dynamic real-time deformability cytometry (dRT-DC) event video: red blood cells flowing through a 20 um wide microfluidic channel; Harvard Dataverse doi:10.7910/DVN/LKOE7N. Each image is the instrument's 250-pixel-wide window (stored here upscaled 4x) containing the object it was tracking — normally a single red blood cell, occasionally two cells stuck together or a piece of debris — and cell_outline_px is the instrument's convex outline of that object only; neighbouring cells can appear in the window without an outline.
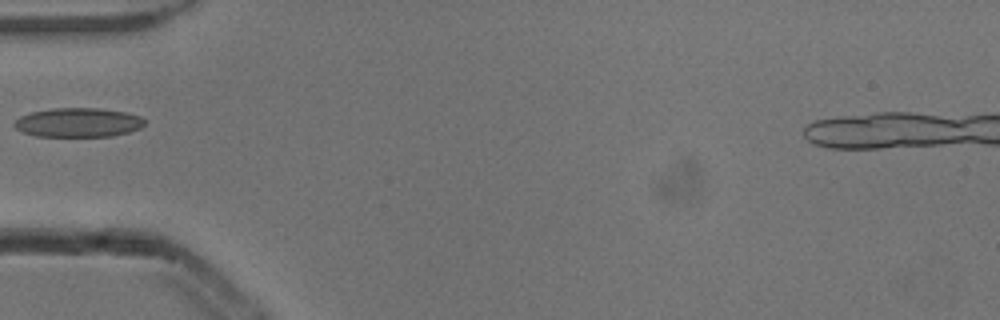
{"species": "common noctule bat (a hibernating species)", "species_latin": "Nyctalus noctula", "temperature_condition": "cold", "stored_images_in_passage": 4, "camera_frame_rate_fps": 3000, "um_per_image_px": 0.085, "animal": {"sex": "male", "body_mass_g": 13.3}, "frame": {"image": 1, "passage_image": 4, "time_ms": 1.0, "image_size_px": [1000, 320], "cell_outline_px": [[144, 124], [140, 128], [128, 132], [112, 136], [36, 136], [24, 132], [16, 128], [12, 124], [20, 116], [32, 112], [52, 108], [100, 108], [124, 112], [140, 116], [144, 120]], "centroid_in_image_um": [6.64, 10.41], "position_along_channel_um": 78.4, "area_um2": 22.02}}